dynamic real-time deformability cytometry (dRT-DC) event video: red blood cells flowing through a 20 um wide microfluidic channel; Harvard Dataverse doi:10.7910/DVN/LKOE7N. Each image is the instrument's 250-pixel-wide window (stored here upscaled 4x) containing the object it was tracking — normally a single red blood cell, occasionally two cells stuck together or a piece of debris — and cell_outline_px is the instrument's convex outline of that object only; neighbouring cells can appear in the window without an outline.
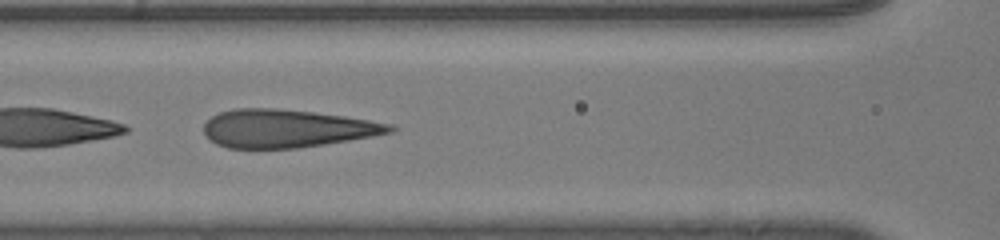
{"species": "human", "species_latin": "Homo sapiens", "temperature_condition": "room temperature", "stored_images_in_passage": 56, "camera_frame_rate_fps": 3000, "um_per_image_px": 0.085, "donor": {"sex": "male"}, "frame": {"image": 1, "passage_image": 31, "time_ms": 10.0, "image_size_px": [1000, 240], "cell_outline_px": [[396, 128], [392, 132], [372, 136], [324, 144], [296, 148], [228, 148], [216, 144], [204, 132], [204, 124], [212, 116], [220, 112], [236, 108], [276, 108], [312, 112], [344, 116], [396, 124]], "centroid_in_image_um": [24.4, 10.91], "position_along_channel_um": 142.2, "area_um2": 41.04}}
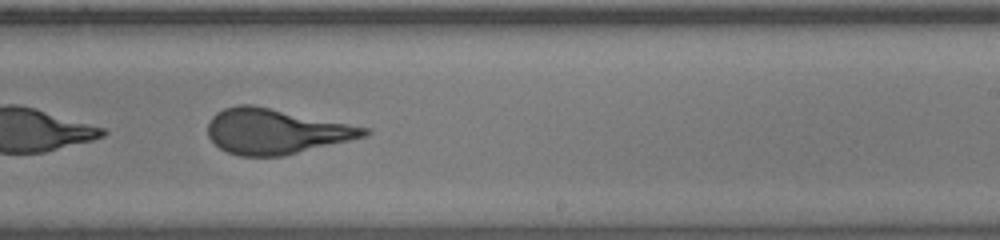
{"frame": {"image": 2, "passage_image": 40, "time_ms": 13.0, "image_size_px": [1000, 240], "cell_outline_px": [[372, 132], [368, 136], [284, 156], [240, 156], [228, 152], [220, 148], [208, 136], [208, 124], [212, 116], [216, 112], [224, 108], [240, 104], [252, 104], [372, 128]], "centroid_in_image_um": [23.49, 11.16], "position_along_channel_um": 265.5, "area_um2": 41.44}}
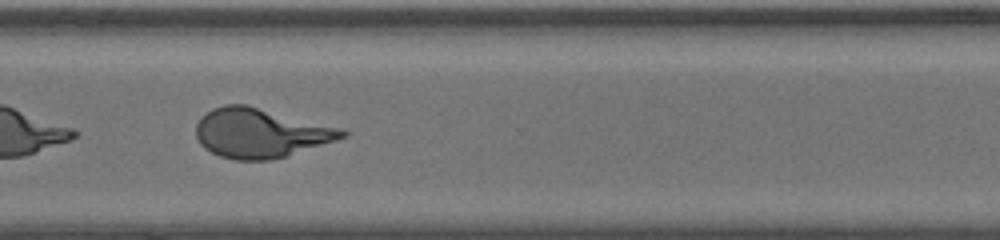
{"frame": {"image": 3, "passage_image": 46, "time_ms": 15.0, "image_size_px": [1000, 240], "cell_outline_px": [[348, 136], [336, 140], [272, 160], [236, 160], [220, 156], [204, 148], [200, 144], [196, 136], [196, 124], [212, 108], [224, 104], [248, 104], [336, 128], [348, 132]], "centroid_in_image_um": [22.08, 11.31], "position_along_channel_um": 348.5, "area_um2": 41.38}, "authors_computed_cell_mechanics": {"area_um2": 44.8239, "velocity_mm_per_s": 4.1341, "shape_relaxation_time_tau1_ms": 6.916, "shape_relaxation_time_tau2_ms": null, "deformation_change_tau1": 0.2744, "deformation_change_tau2": null}}